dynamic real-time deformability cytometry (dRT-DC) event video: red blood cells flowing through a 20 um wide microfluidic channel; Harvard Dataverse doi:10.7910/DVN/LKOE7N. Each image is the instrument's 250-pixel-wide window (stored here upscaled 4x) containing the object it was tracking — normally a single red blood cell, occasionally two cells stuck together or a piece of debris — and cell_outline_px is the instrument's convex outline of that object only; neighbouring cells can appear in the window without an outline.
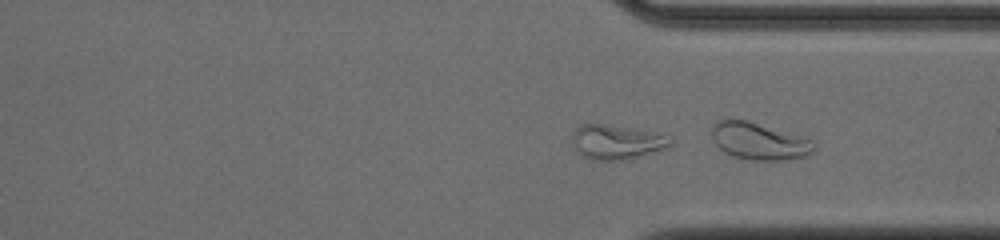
{"species": "common noctule bat (a hibernating species)", "species_latin": "Nyctalus noctula", "temperature_condition": "cold", "stored_images_in_passage": 39, "camera_frame_rate_fps": 3000, "um_per_image_px": 0.085, "animal": {"sex": "male", "body_mass_g": 20.0, "forearm_length_mm": 53.3}, "frame": {"image": 1, "passage_image": 24, "time_ms": 7.667, "image_size_px": [1000, 240], "cell_outline_px": [[672, 144], [668, 148], [620, 160], [592, 160], [576, 152], [572, 140], [572, 132], [580, 124], [600, 124], [632, 128], [648, 132], [660, 136]], "centroid_in_image_um": [52.27, 12.08], "position_along_channel_um": 359.1, "area_um2": 19.02}}